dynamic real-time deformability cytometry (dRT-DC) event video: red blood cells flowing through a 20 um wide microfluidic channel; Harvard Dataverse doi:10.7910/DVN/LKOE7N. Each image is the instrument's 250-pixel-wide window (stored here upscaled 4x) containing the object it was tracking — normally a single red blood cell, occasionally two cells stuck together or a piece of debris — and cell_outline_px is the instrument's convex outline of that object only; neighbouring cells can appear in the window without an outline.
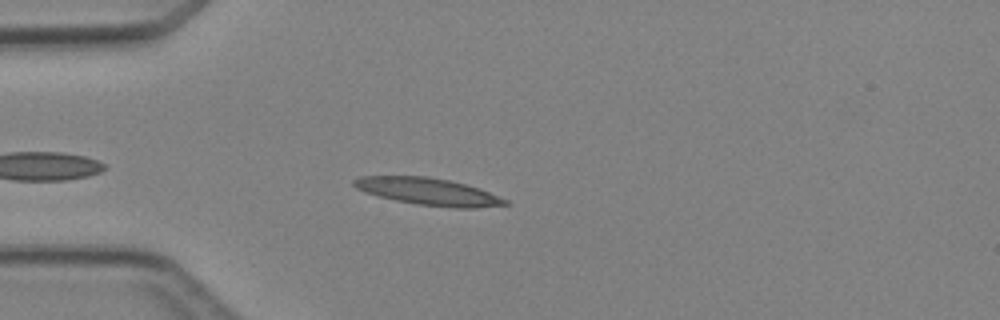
{"species": "Egyptian fruit bat (a non-hibernating species)", "species_latin": "Rousettus aegyptiacus", "temperature_condition": "cold", "stored_images_in_passage": 4, "camera_frame_rate_fps": 3000, "um_per_image_px": 0.085, "animal": {"sex": "female"}, "frame": {"image": 1, "passage_image": 3, "time_ms": 3.333, "image_size_px": [1000, 320], "cell_outline_px": [[512, 204], [476, 208], [456, 208], [420, 204], [396, 200], [364, 192], [356, 188], [352, 184], [352, 180], [360, 176], [428, 176], [448, 180], [480, 188], [508, 200]], "centroid_in_image_um": [36.42, 16.28], "position_along_channel_um": 48.6, "area_um2": 23.81}}